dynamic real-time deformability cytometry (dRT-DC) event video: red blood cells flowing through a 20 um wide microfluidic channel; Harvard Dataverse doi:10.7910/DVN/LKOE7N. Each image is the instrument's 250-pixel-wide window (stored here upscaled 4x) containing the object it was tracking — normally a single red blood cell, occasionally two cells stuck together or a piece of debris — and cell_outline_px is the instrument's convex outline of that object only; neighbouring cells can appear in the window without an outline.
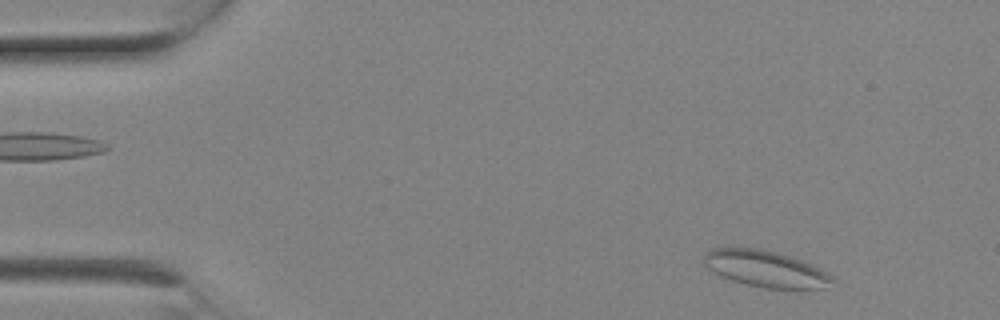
{"species": "Egyptian fruit bat (a non-hibernating species)", "species_latin": "Rousettus aegyptiacus", "temperature_condition": "room temperature", "stored_images_in_passage": 10, "camera_frame_rate_fps": 3000, "um_per_image_px": 0.085, "animal": {"sex": "female"}, "frame": {"image": 1, "passage_image": 1, "time_ms": 0.0, "image_size_px": [1000, 320], "cell_outline_px": [[836, 280], [824, 288], [764, 288], [744, 284], [720, 276], [708, 268], [704, 264], [704, 256], [712, 248], [760, 248], [792, 256], [820, 268], [828, 272]], "centroid_in_image_um": [65.09, 22.85], "position_along_channel_um": 19.9, "area_um2": 27.22}}
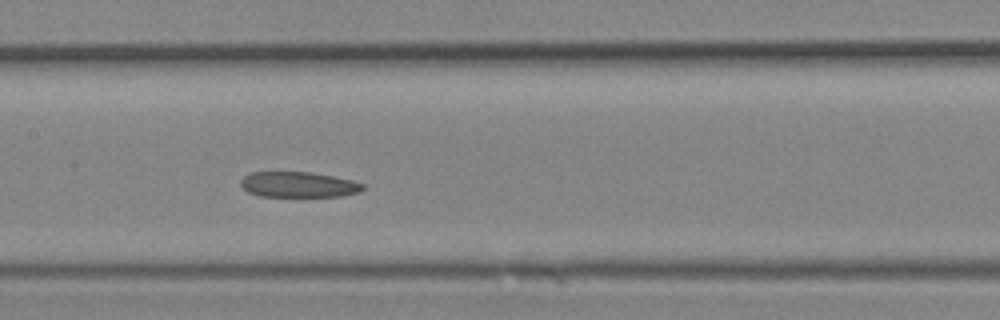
{"frame": {"image": 2, "passage_image": 9, "time_ms": 2.667, "image_size_px": [1000, 320], "cell_outline_px": [[364, 188], [360, 192], [344, 196], [260, 196], [248, 192], [240, 184], [240, 180], [244, 176], [252, 172], [308, 172], [332, 176], [352, 180], [364, 184]], "centroid_in_image_um": [25.38, 15.69], "position_along_channel_um": 182.0, "area_um2": 18.09}}
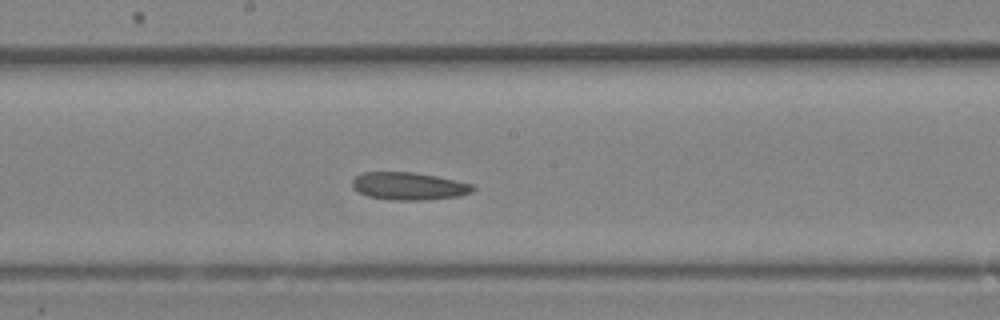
{"frame": {"image": 3, "passage_image": 10, "time_ms": 3.0, "image_size_px": [1000, 320], "cell_outline_px": [[476, 188], [472, 192], [460, 196], [424, 200], [392, 200], [368, 196], [356, 192], [352, 188], [352, 180], [360, 172], [412, 172], [436, 176], [456, 180], [472, 184]], "centroid_in_image_um": [34.73, 15.82], "position_along_channel_um": 213.5, "area_um2": 19.59}}